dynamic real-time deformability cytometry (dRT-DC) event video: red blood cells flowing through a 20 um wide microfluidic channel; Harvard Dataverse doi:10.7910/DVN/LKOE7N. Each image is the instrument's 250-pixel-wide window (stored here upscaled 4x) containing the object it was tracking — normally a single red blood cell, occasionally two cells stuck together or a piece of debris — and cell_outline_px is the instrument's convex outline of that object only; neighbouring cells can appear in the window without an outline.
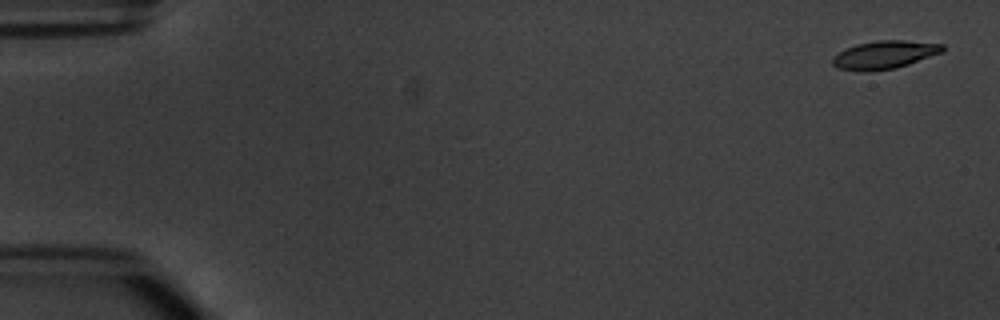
{"species": "common noctule bat (a hibernating species)", "species_latin": "Nyctalus noctula", "temperature_condition": "warm", "stored_images_in_passage": 5, "camera_frame_rate_fps": 3000, "um_per_image_px": 0.085, "animal": {"sex": "male", "body_mass_g": 20.1, "forearm_length_mm": 53.5}, "frame": {"image": 1, "passage_image": 1, "time_ms": 0.0, "image_size_px": [1000, 320], "cell_outline_px": [[944, 48], [940, 52], [908, 64], [896, 68], [868, 72], [860, 72], [840, 68], [832, 64], [832, 56], [856, 44], [876, 40], [904, 40], [944, 44]], "centroid_in_image_um": [75.14, 4.66], "position_along_channel_um": 9.9, "area_um2": 17.86}}
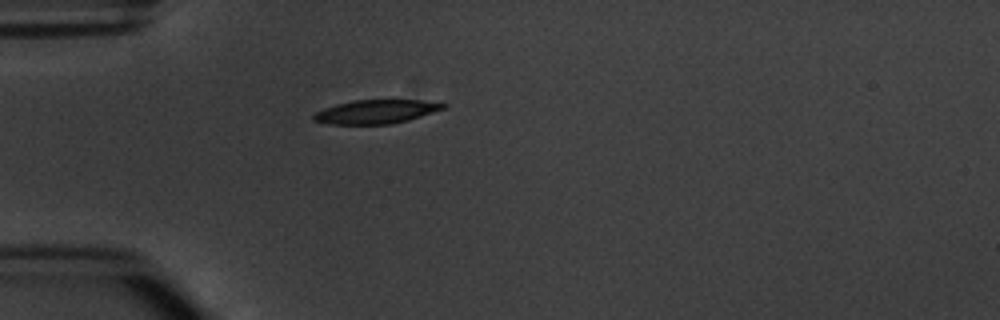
{"frame": {"image": 2, "passage_image": 5, "time_ms": 4.667, "image_size_px": [1000, 320], "cell_outline_px": [[448, 104], [444, 108], [408, 120], [388, 124], [328, 124], [312, 120], [312, 116], [316, 112], [324, 108], [336, 104], [356, 100], [420, 100]], "centroid_in_image_um": [31.92, 9.49], "position_along_channel_um": 53.1, "area_um2": 17.74}}